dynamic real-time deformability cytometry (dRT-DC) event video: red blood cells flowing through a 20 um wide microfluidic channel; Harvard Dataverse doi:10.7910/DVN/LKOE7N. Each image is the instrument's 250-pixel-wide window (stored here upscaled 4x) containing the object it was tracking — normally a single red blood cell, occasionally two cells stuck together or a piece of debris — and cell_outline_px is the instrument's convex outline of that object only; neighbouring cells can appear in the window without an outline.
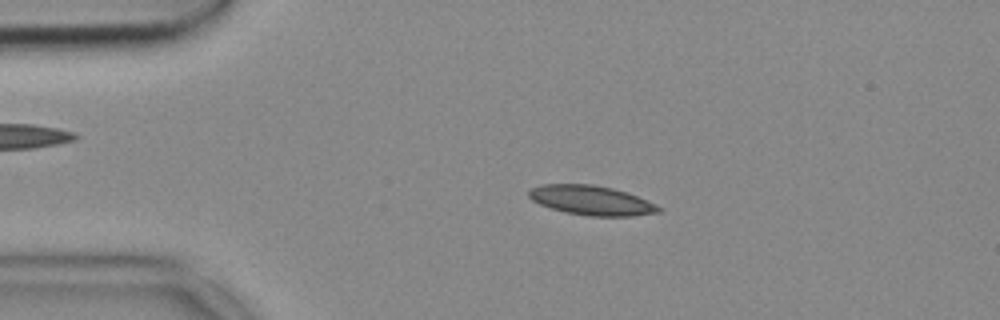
{"species": "common noctule bat (a hibernating species)", "species_latin": "Nyctalus noctula", "temperature_condition": "cold", "stored_images_in_passage": 52, "camera_frame_rate_fps": 3000, "um_per_image_px": 0.085, "animal": {"sex": "female", "body_mass_g": 18.4}, "frame": {"image": 1, "passage_image": 10, "time_ms": 3.0, "image_size_px": [1000, 320], "cell_outline_px": [[660, 212], [632, 216], [588, 216], [564, 212], [540, 204], [532, 200], [528, 196], [528, 192], [532, 188], [544, 184], [592, 184], [612, 188], [628, 192], [656, 204], [660, 208]], "centroid_in_image_um": [50.27, 17.03], "position_along_channel_um": 34.7, "area_um2": 22.25}}
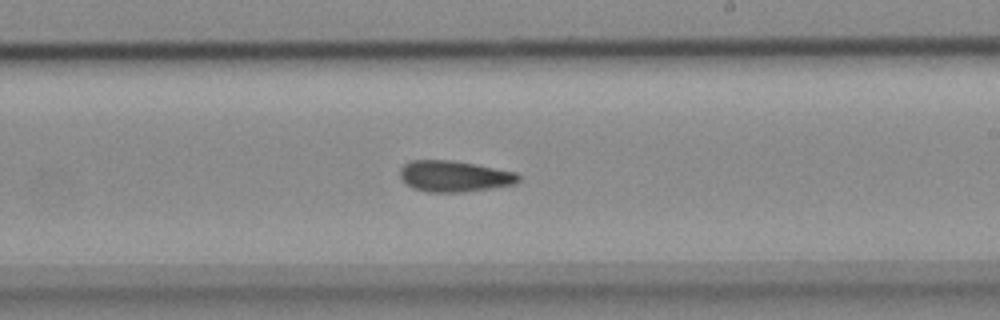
{"frame": {"image": 2, "passage_image": 30, "time_ms": 9.667, "image_size_px": [1000, 320], "cell_outline_px": [[520, 180], [516, 184], [492, 188], [464, 192], [428, 192], [412, 188], [400, 180], [400, 168], [408, 160], [452, 160], [476, 164], [516, 172], [520, 176]], "centroid_in_image_um": [38.6, 14.98], "position_along_channel_um": 250.4, "area_um2": 21.79}}
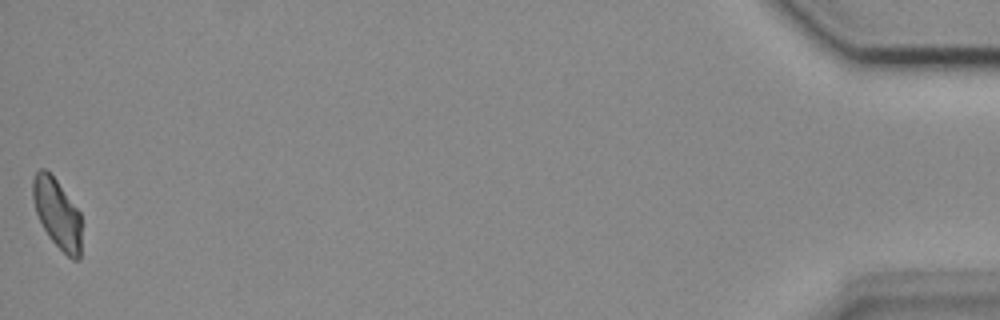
{"frame": {"image": 3, "passage_image": 52, "time_ms": 17.0, "image_size_px": [1000, 320], "cell_outline_px": [[80, 260], [72, 260], [48, 236], [36, 212], [32, 196], [32, 180], [36, 172], [40, 168], [44, 168], [56, 180], [80, 212]], "centroid_in_image_um": [4.85, 18.14], "position_along_channel_um": 430.4, "area_um2": 19.42}}